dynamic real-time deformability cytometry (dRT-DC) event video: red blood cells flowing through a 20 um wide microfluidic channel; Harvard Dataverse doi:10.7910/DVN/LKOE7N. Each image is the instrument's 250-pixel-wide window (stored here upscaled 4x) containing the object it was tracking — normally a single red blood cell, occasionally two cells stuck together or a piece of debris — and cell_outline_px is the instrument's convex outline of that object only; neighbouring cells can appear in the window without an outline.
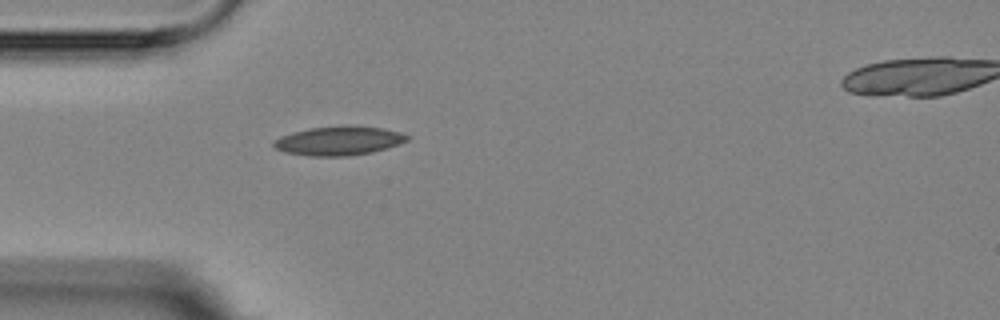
{"species": "Egyptian fruit bat (a non-hibernating species)", "species_latin": "Rousettus aegyptiacus", "temperature_condition": "room temperature", "stored_images_in_passage": 5, "segment_of_instrument_passage": [1, 2], "camera_frame_rate_fps": 3000, "um_per_image_px": 0.085, "animal": {"sex": "female"}, "frame": {"image": 1, "passage_image": 4, "time_ms": 5.333, "image_size_px": [1000, 320], "cell_outline_px": [[412, 136], [408, 140], [372, 152], [344, 156], [312, 156], [284, 152], [276, 148], [272, 144], [280, 136], [292, 132], [308, 128], [344, 124], [356, 124], [384, 128], [400, 132]], "centroid_in_image_um": [28.81, 11.93], "position_along_channel_um": 56.2, "area_um2": 22.83}}